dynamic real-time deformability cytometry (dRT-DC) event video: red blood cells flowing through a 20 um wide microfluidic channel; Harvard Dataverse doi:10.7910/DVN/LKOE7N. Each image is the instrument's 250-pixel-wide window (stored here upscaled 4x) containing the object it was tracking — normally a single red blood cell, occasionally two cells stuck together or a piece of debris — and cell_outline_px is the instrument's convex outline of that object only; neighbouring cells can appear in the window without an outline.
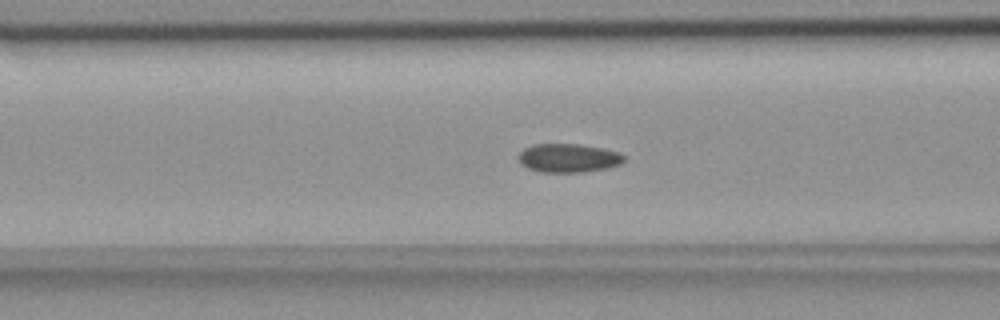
{"species": "common noctule bat (a hibernating species)", "species_latin": "Nyctalus noctula", "temperature_condition": "room temperature", "stored_images_in_passage": 57, "camera_frame_rate_fps": 3000, "um_per_image_px": 0.085, "animal": {"sex": "female", "body_mass_g": 18.4}, "frame": {"image": 1, "passage_image": 23, "time_ms": 7.333, "image_size_px": [1000, 320], "cell_outline_px": [[624, 160], [620, 164], [608, 168], [584, 172], [540, 172], [528, 168], [520, 164], [516, 156], [524, 148], [532, 144], [576, 144], [604, 148], [620, 152], [624, 156]], "centroid_in_image_um": [48.29, 13.43], "position_along_channel_um": 118.3, "area_um2": 17.86}}
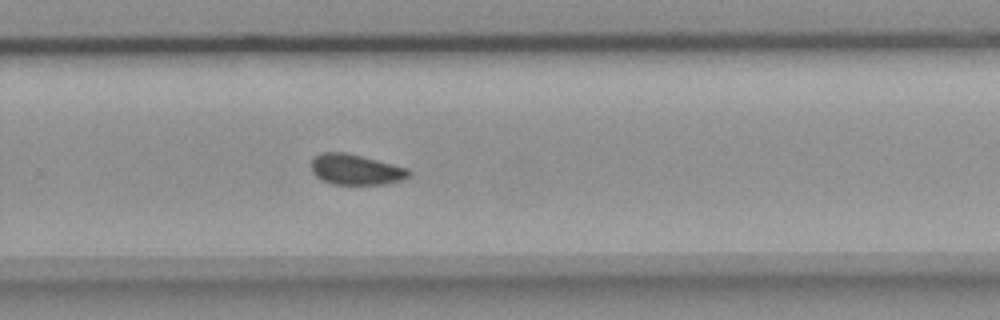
{"frame": {"image": 2, "passage_image": 38, "time_ms": 12.333, "image_size_px": [1000, 320], "cell_outline_px": [[412, 172], [404, 180], [384, 184], [332, 184], [316, 176], [312, 172], [312, 160], [320, 152], [344, 152], [408, 168]], "centroid_in_image_um": [30.25, 14.41], "position_along_channel_um": 299.5, "area_um2": 17.17}}
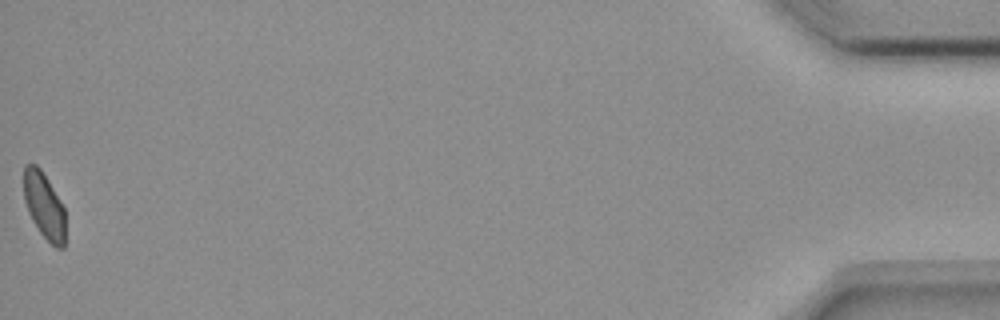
{"frame": {"image": 3, "passage_image": 57, "time_ms": 18.667, "image_size_px": [1000, 320], "cell_outline_px": [[64, 248], [56, 248], [40, 232], [32, 220], [28, 212], [24, 200], [24, 164], [36, 164], [40, 168], [48, 180], [64, 208]], "centroid_in_image_um": [3.73, 17.46], "position_along_channel_um": 431.5, "area_um2": 15.84}, "authors_computed_cell_mechanics": {"area_um2": 17.7446, "velocity_mm_per_s": 3.6352, "shape_relaxation_time_tau1_ms": 8.6134, "shape_relaxation_time_tau2_ms": 5.995, "deformation_change_tau1": 0.1219, "deformation_change_tau2": 0.0973}}